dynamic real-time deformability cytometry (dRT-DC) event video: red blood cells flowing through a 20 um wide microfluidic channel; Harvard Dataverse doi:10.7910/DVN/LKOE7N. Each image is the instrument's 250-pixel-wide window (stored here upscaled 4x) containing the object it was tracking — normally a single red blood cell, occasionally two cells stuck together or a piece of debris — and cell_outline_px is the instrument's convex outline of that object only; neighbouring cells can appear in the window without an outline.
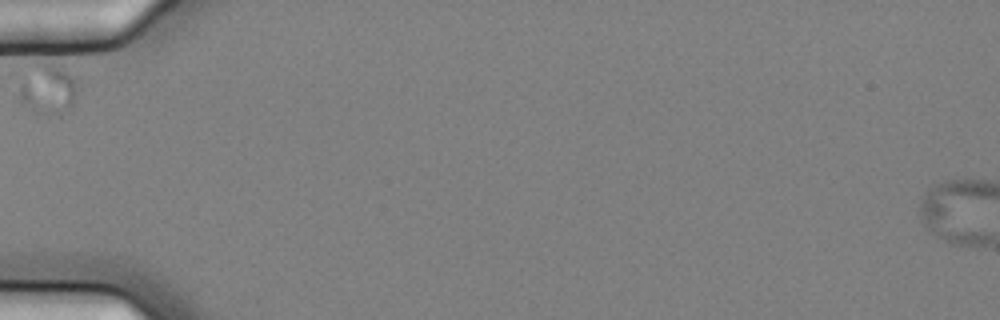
{"species": "common noctule bat (a hibernating species)", "species_latin": "Nyctalus noctula", "temperature_condition": "cold", "stored_images_in_passage": 4, "camera_frame_rate_fps": 3000, "um_per_image_px": 0.085, "animal": {"sex": "female", "body_mass_g": 25.1}, "frame": {"image": 1, "passage_image": 1, "time_ms": 0.0, "image_size_px": [1000, 320], "cell_outline_px": [[76, 96], [72, 104], [60, 116], [32, 112], [20, 104], [16, 96], [20, 84], [36, 64], [40, 60], [60, 64], [72, 76], [76, 88]], "centroid_in_image_um": [4.03, 7.6], "position_along_channel_um": 81.0, "area_um2": 17.4}}
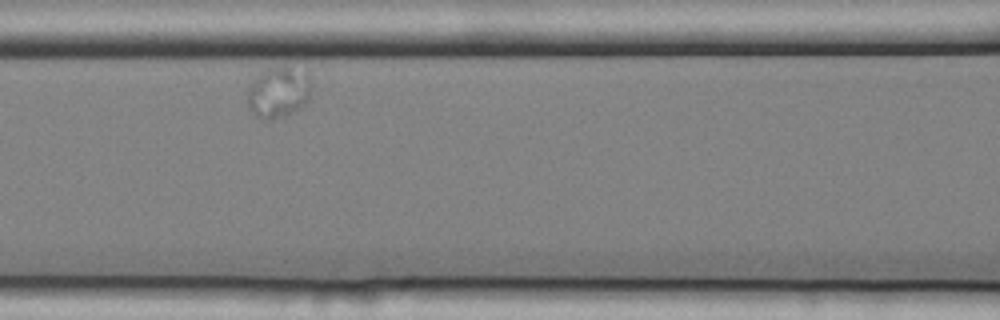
{"frame": {"image": 2, "passage_image": 3, "time_ms": 0.667, "image_size_px": [1000, 320], "cell_outline_px": [[308, 96], [304, 104], [300, 108], [292, 112], [268, 120], [256, 116], [248, 108], [244, 100], [248, 88], [260, 72], [268, 68], [284, 64], [308, 72]], "centroid_in_image_um": [23.59, 7.8], "position_along_channel_um": 143.0, "area_um2": 19.02}}